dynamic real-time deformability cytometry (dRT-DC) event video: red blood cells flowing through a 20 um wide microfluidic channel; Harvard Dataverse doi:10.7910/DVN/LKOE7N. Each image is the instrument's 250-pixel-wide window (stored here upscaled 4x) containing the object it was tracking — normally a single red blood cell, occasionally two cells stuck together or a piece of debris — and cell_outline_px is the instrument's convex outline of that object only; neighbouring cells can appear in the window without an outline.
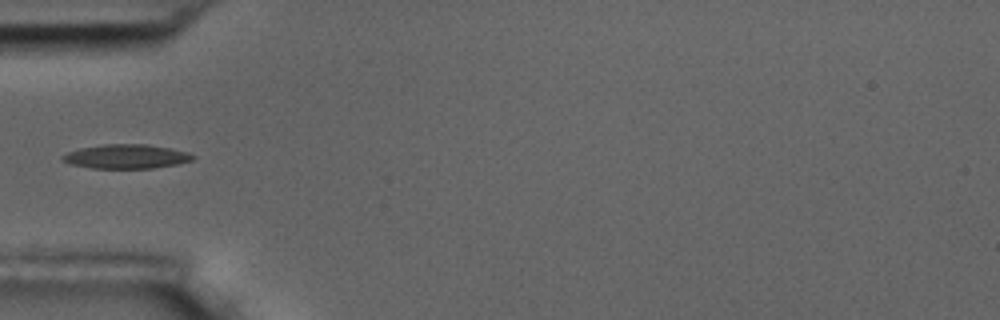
{"species": "common noctule bat (a hibernating species)", "species_latin": "Nyctalus noctula", "temperature_condition": "room temperature", "stored_images_in_passage": 34, "camera_frame_rate_fps": 3000, "um_per_image_px": 0.085, "animal": {"sex": "male", "body_mass_g": 17.5, "forearm_length_mm": 52.3}, "frame": {"image": 1, "passage_image": 1, "time_ms": 0.0, "image_size_px": [1000, 320], "cell_outline_px": [[196, 156], [192, 160], [176, 164], [152, 168], [92, 168], [72, 164], [64, 160], [60, 156], [68, 152], [80, 148], [104, 144], [148, 144], [188, 152]], "centroid_in_image_um": [10.74, 13.29], "position_along_channel_um": 74.3, "area_um2": 18.15}}
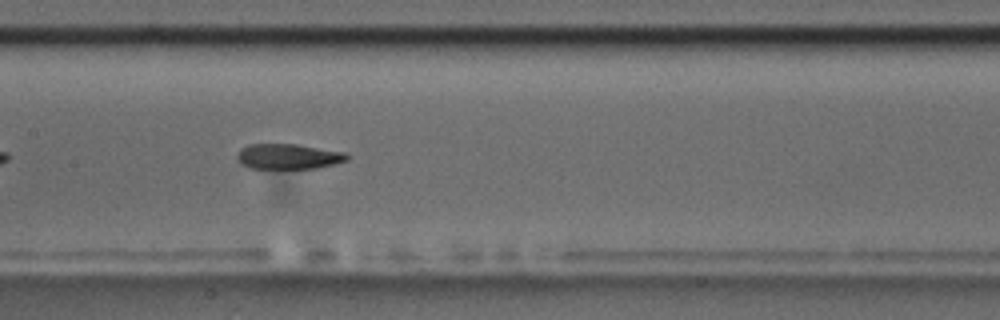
{"frame": {"image": 2, "passage_image": 10, "time_ms": 3.0, "image_size_px": [1000, 320], "cell_outline_px": [[348, 160], [336, 164], [316, 168], [252, 168], [244, 164], [236, 156], [240, 148], [248, 144], [296, 144], [344, 152], [348, 156]], "centroid_in_image_um": [24.53, 13.29], "position_along_channel_um": 182.9, "area_um2": 16.01}}